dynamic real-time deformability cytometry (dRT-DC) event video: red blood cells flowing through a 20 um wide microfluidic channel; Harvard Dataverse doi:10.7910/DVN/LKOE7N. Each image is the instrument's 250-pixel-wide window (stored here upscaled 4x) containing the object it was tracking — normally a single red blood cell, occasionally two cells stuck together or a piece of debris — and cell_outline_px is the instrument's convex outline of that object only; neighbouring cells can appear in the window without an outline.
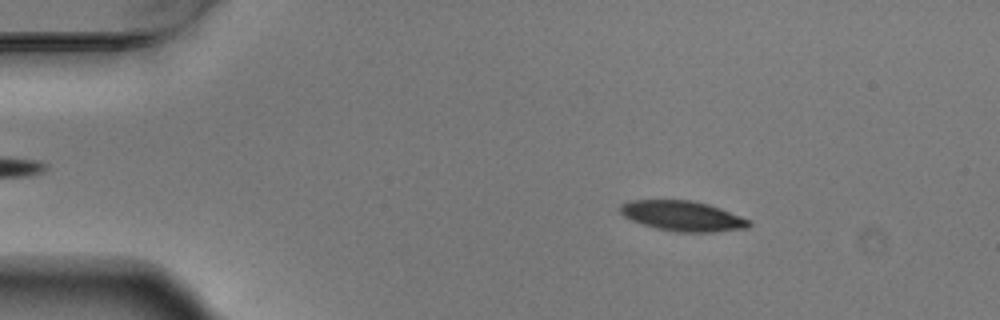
{"species": "Egyptian fruit bat (a non-hibernating species)", "species_latin": "Rousettus aegyptiacus", "temperature_condition": "warm", "stored_images_in_passage": 3, "camera_frame_rate_fps": 3000, "um_per_image_px": 0.085, "animal": {"sex": "male"}, "frame": {"image": 1, "passage_image": 1, "time_ms": 0.0, "image_size_px": [1000, 320], "cell_outline_px": [[752, 224], [748, 228], [716, 232], [676, 232], [656, 228], [632, 220], [624, 216], [620, 212], [620, 204], [628, 200], [692, 200], [708, 204], [720, 208], [752, 220]], "centroid_in_image_um": [58.06, 18.36], "position_along_channel_um": 26.9, "area_um2": 22.77}}